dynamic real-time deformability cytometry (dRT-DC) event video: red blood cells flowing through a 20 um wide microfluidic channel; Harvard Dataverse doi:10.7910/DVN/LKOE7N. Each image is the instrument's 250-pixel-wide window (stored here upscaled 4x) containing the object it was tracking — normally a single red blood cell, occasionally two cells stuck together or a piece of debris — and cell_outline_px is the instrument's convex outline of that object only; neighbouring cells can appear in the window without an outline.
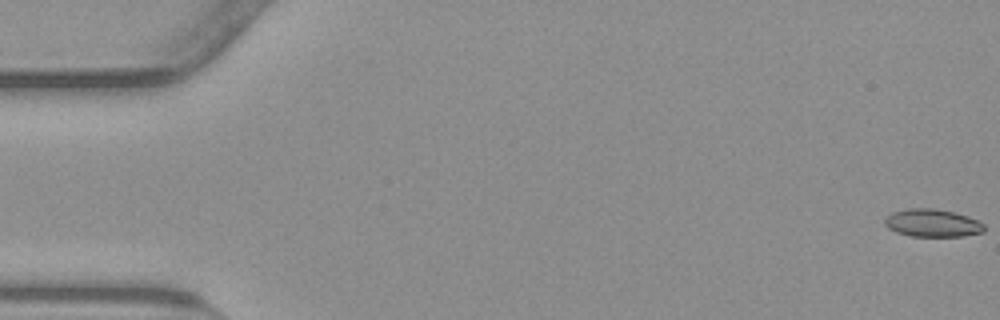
{"species": "common noctule bat (a hibernating species)", "species_latin": "Nyctalus noctula", "temperature_condition": "warm", "stored_images_in_passage": 55, "camera_frame_rate_fps": 3000, "um_per_image_px": 0.085, "animal": {"sex": "male", "body_mass_g": 23.1, "forearm_length_mm": 52.7}, "frame": {"image": 1, "passage_image": 1, "time_ms": 0.0, "image_size_px": [1000, 320], "cell_outline_px": [[984, 232], [964, 236], [912, 236], [896, 232], [888, 228], [884, 224], [884, 220], [892, 212], [908, 208], [932, 208], [952, 212], [968, 216], [984, 224]], "centroid_in_image_um": [79.24, 18.96], "position_along_channel_um": 5.8, "area_um2": 16.01}}
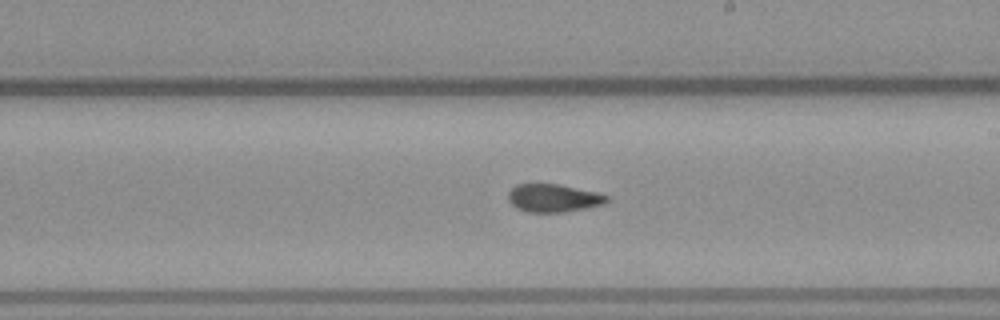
{"frame": {"image": 2, "passage_image": 32, "time_ms": 10.333, "image_size_px": [1000, 320], "cell_outline_px": [[608, 200], [604, 204], [564, 212], [528, 212], [516, 208], [508, 200], [508, 192], [516, 184], [560, 184], [596, 192], [608, 196]], "centroid_in_image_um": [47.02, 16.83], "position_along_channel_um": 242.0, "area_um2": 16.01}}
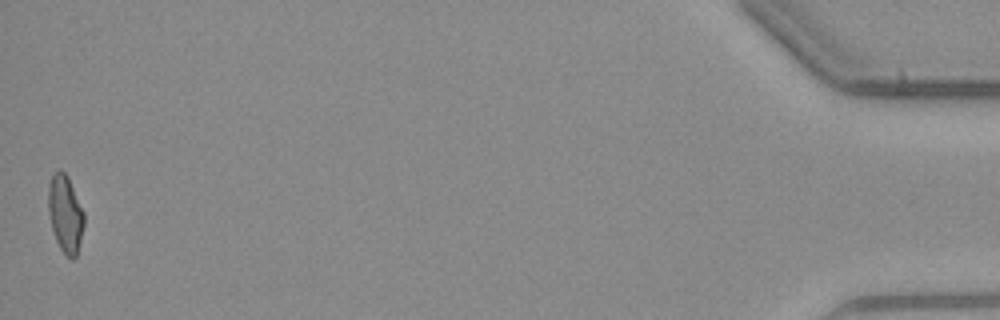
{"frame": {"image": 3, "passage_image": 55, "time_ms": 18.0, "image_size_px": [1000, 320], "cell_outline_px": [[84, 224], [76, 256], [72, 260], [60, 248], [56, 240], [52, 228], [48, 212], [48, 184], [52, 176], [60, 168], [68, 176], [84, 212]], "centroid_in_image_um": [5.54, 18.14], "position_along_channel_um": 429.7, "area_um2": 16.01}, "authors_computed_cell_mechanics": {"area_um2": 16.4152, "velocity_mm_per_s": 3.8071, "shape_relaxation_time_tau1_ms": null, "shape_relaxation_time_tau2_ms": 1.7418, "deformation_change_tau1": null, "deformation_change_tau2": 0.076}}